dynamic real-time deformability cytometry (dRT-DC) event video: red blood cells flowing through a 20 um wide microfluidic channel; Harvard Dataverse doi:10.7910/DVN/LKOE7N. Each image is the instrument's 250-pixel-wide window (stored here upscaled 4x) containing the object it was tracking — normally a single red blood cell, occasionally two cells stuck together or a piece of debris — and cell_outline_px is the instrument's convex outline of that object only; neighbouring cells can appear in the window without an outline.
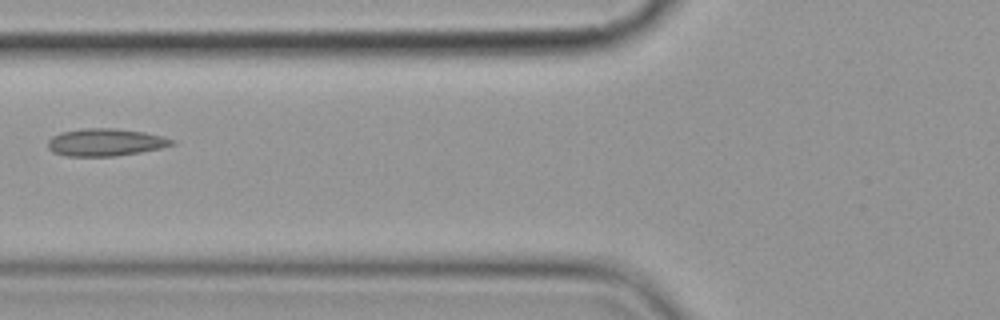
{"species": "common noctule bat (a hibernating species)", "species_latin": "Nyctalus noctula", "temperature_condition": "cold", "stored_images_in_passage": 6, "camera_frame_rate_fps": 3000, "um_per_image_px": 0.085, "animal": {"sex": "female", "body_mass_g": 19.9}, "frame": {"image": 1, "passage_image": 6, "time_ms": 6.0, "image_size_px": [1000, 320], "cell_outline_px": [[176, 144], [160, 148], [140, 152], [116, 156], [64, 156], [52, 152], [48, 148], [48, 140], [52, 136], [60, 132], [84, 128], [116, 128], [144, 132], [164, 136], [176, 140]], "centroid_in_image_um": [8.97, 12.09], "position_along_channel_um": 116.8, "area_um2": 20.06}}